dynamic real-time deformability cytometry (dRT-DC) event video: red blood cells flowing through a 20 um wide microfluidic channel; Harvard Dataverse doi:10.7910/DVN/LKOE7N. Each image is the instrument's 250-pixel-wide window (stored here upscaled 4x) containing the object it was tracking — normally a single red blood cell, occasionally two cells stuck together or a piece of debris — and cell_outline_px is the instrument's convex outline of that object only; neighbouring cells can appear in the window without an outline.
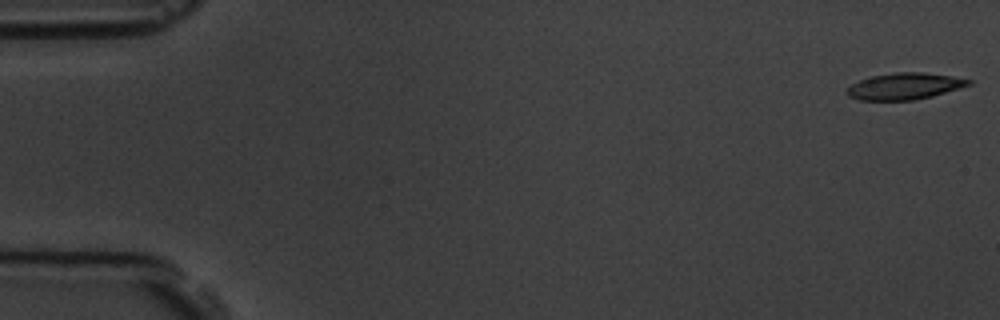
{"species": "common noctule bat (a hibernating species)", "species_latin": "Nyctalus noctula", "temperature_condition": "room temperature", "stored_images_in_passage": 2, "camera_frame_rate_fps": 3000, "um_per_image_px": 0.085, "animal": {"sex": "male", "body_mass_g": 19.5, "forearm_length_mm": 54.6}, "frame": {"image": 1, "passage_image": 1, "time_ms": 0.0, "image_size_px": [1000, 320], "cell_outline_px": [[972, 84], [932, 96], [916, 100], [860, 100], [848, 96], [848, 88], [852, 84], [860, 80], [872, 76], [896, 72], [920, 72], [952, 76], [972, 80]], "centroid_in_image_um": [76.9, 7.33], "position_along_channel_um": 8.1, "area_um2": 18.61}}